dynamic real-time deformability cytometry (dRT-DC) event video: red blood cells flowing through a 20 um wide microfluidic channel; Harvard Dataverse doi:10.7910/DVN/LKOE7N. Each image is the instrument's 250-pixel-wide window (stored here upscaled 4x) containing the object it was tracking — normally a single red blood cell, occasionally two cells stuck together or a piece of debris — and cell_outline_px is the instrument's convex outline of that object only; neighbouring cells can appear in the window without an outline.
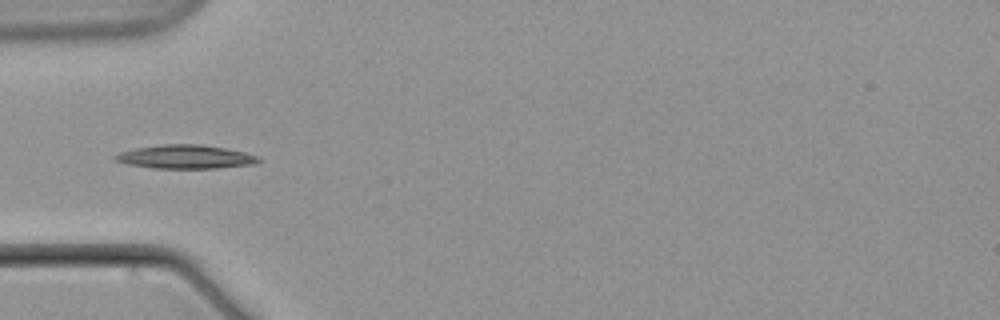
{"species": "common noctule bat (a hibernating species)", "species_latin": "Nyctalus noctula", "temperature_condition": "warm", "stored_images_in_passage": 4, "camera_frame_rate_fps": 3000, "um_per_image_px": 0.085, "animal": {"sex": "male", "body_mass_g": 21.5, "forearm_length_mm": 52.0}, "frame": {"image": 1, "passage_image": 3, "time_ms": 2.333, "image_size_px": [1000, 320], "cell_outline_px": [[264, 160], [252, 164], [216, 168], [152, 168], [128, 164], [112, 160], [112, 156], [120, 152], [136, 148], [164, 144], [200, 144], [224, 148], [244, 152], [256, 156]], "centroid_in_image_um": [15.72, 13.33], "position_along_channel_um": 69.3, "area_um2": 19.71}}